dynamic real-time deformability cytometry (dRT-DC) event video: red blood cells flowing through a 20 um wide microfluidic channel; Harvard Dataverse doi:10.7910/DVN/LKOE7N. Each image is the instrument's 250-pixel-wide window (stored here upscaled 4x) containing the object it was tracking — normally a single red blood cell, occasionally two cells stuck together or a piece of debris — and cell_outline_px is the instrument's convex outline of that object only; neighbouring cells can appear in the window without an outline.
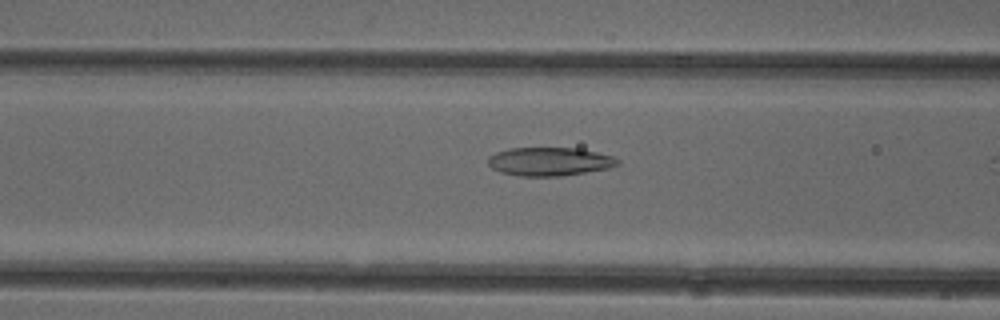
{"species": "common noctule bat (a hibernating species)", "species_latin": "Nyctalus noctula", "temperature_condition": "cold", "stored_images_in_passage": 17, "camera_frame_rate_fps": 3000, "um_per_image_px": 0.085, "animal": {"sex": "female"}, "frame": {"image": 1, "passage_image": 15, "time_ms": 4.667, "image_size_px": [1000, 320], "cell_outline_px": [[620, 164], [608, 168], [560, 176], [520, 176], [500, 172], [492, 168], [488, 164], [488, 156], [496, 152], [508, 148], [580, 148], [612, 156], [620, 160]], "centroid_in_image_um": [46.69, 13.72], "position_along_channel_um": 119.9, "area_um2": 21.5}}